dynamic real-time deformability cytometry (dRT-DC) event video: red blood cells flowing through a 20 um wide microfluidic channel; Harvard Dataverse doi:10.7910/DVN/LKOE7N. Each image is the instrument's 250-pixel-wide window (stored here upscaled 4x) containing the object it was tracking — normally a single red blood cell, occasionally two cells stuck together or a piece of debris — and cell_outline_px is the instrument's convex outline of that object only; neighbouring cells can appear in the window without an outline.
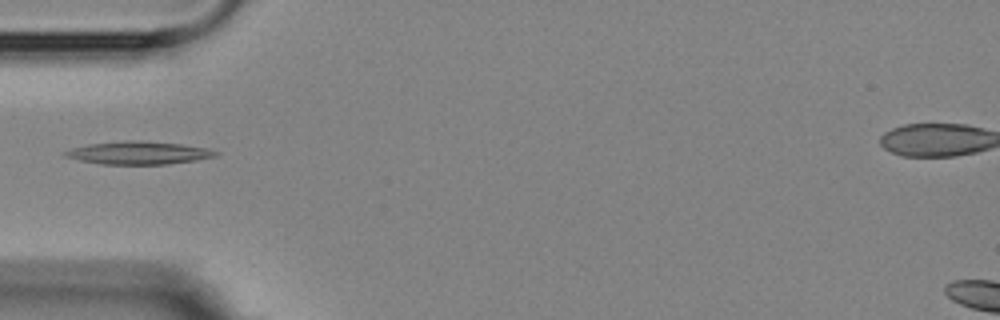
{"species": "Egyptian fruit bat (a non-hibernating species)", "species_latin": "Rousettus aegyptiacus", "temperature_condition": "room temperature", "stored_images_in_passage": 5, "camera_frame_rate_fps": 3000, "um_per_image_px": 0.085, "animal": {"sex": "female"}, "frame": {"image": 1, "passage_image": 5, "time_ms": 4.333, "image_size_px": [1000, 320], "cell_outline_px": [[220, 152], [216, 156], [196, 160], [164, 164], [100, 164], [80, 160], [64, 156], [64, 152], [72, 148], [88, 144], [124, 140], [132, 140], [180, 144], [204, 148]], "centroid_in_image_um": [11.75, 12.99], "position_along_channel_um": 73.3, "area_um2": 19.77}}